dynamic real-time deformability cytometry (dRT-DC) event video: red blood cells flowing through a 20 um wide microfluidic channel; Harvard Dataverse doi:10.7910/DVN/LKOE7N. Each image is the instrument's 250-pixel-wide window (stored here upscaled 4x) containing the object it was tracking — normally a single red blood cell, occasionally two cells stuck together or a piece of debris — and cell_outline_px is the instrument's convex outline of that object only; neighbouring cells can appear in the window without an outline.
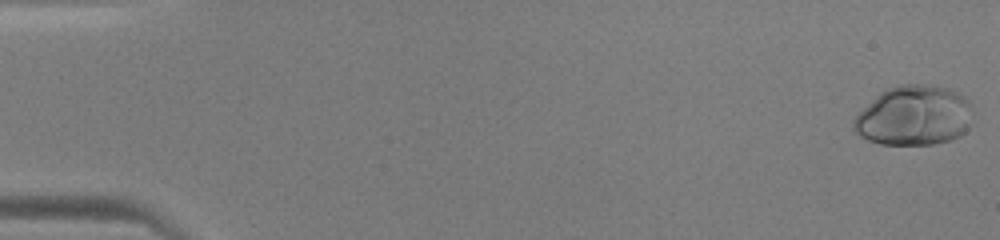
{"species": "human", "species_latin": "Homo sapiens", "temperature_condition": "warm", "stored_images_in_passage": 48, "camera_frame_rate_fps": 3000, "um_per_image_px": 0.085, "donor": {"sex": "male"}, "frame": {"image": 1, "passage_image": 1, "time_ms": 0.0, "image_size_px": [1000, 240], "cell_outline_px": [[972, 108], [968, 128], [960, 136], [948, 140], [932, 144], [880, 144], [868, 140], [860, 136], [852, 128], [852, 120], [880, 92], [888, 88], [900, 84], [924, 84], [948, 88], [964, 96], [972, 104]], "centroid_in_image_um": [77.69, 9.83], "position_along_channel_um": 7.3, "area_um2": 41.44}}
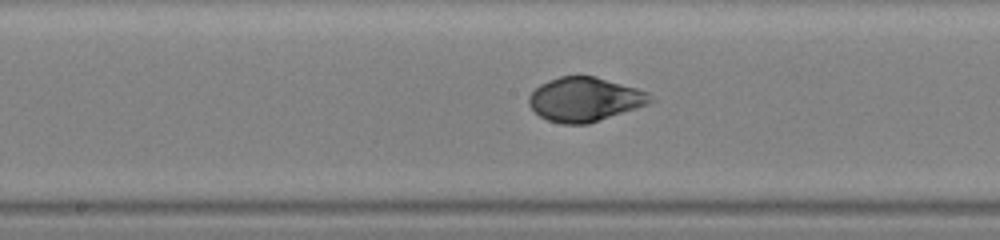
{"frame": {"image": 2, "passage_image": 26, "time_ms": 8.333, "image_size_px": [1000, 240], "cell_outline_px": [[656, 100], [648, 104], [588, 124], [564, 124], [548, 120], [540, 116], [528, 104], [528, 96], [540, 84], [548, 80], [560, 76], [596, 76], [636, 88], [648, 92]], "centroid_in_image_um": [49.71, 8.44], "position_along_channel_um": 198.5, "area_um2": 31.15}}
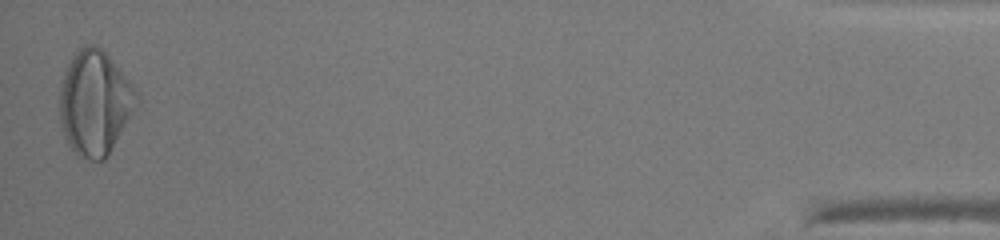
{"frame": {"image": 3, "passage_image": 48, "time_ms": 15.667, "image_size_px": [1000, 240], "cell_outline_px": [[140, 100], [108, 156], [104, 160], [80, 160], [64, 136], [60, 120], [60, 88], [64, 72], [68, 60], [80, 44], [88, 44], [100, 48], [112, 60], [128, 80], [136, 92]], "centroid_in_image_um": [8.03, 8.75], "position_along_channel_um": 427.2, "area_um2": 46.93}}